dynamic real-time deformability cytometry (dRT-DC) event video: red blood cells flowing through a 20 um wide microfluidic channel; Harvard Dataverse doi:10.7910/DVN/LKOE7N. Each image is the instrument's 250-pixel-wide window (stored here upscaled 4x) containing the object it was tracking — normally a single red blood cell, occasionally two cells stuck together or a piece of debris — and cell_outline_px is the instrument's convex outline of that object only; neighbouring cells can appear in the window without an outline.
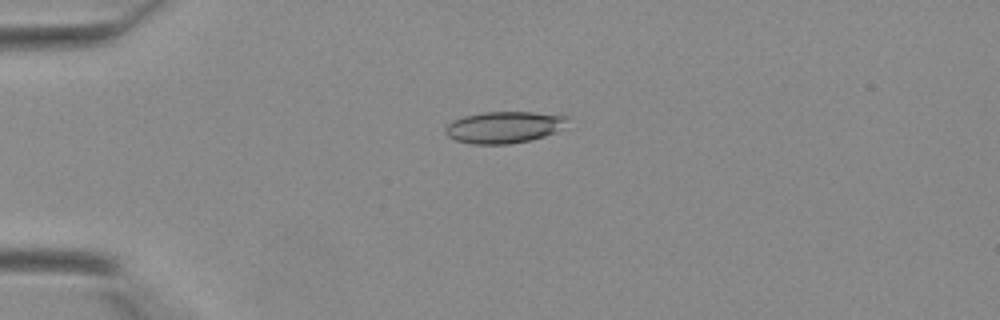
{"species": "Egyptian fruit bat (a non-hibernating species)", "species_latin": "Rousettus aegyptiacus", "temperature_condition": "warm", "stored_images_in_passage": 27, "camera_frame_rate_fps": 3000, "um_per_image_px": 0.085, "animal": {"sex": "female"}, "frame": {"image": 1, "passage_image": 1, "time_ms": 0.0, "image_size_px": [1000, 320], "cell_outline_px": [[568, 116], [556, 132], [532, 140], [508, 144], [472, 144], [456, 140], [448, 136], [444, 132], [444, 128], [452, 120], [464, 116], [484, 112], [532, 112]], "centroid_in_image_um": [42.77, 10.82], "position_along_channel_um": 42.2, "area_um2": 22.31}}
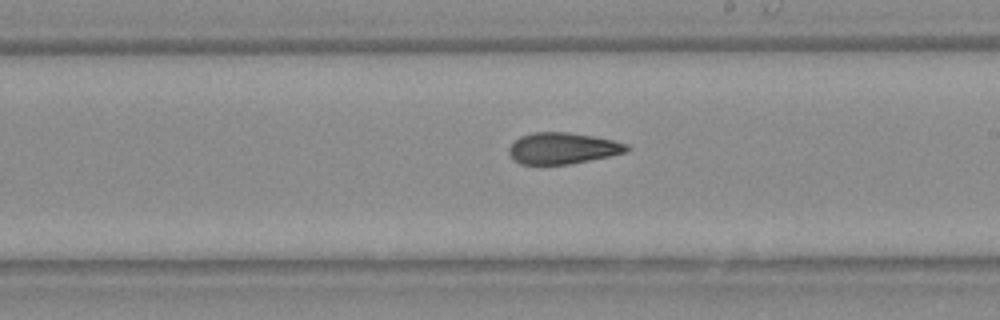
{"frame": {"image": 2, "passage_image": 15, "time_ms": 4.667, "image_size_px": [1000, 320], "cell_outline_px": [[632, 148], [628, 152], [572, 164], [520, 164], [512, 160], [508, 152], [508, 148], [520, 136], [536, 132], [568, 132], [592, 136], [612, 140], [628, 144]], "centroid_in_image_um": [47.84, 12.61], "position_along_channel_um": 241.2, "area_um2": 21.62}}
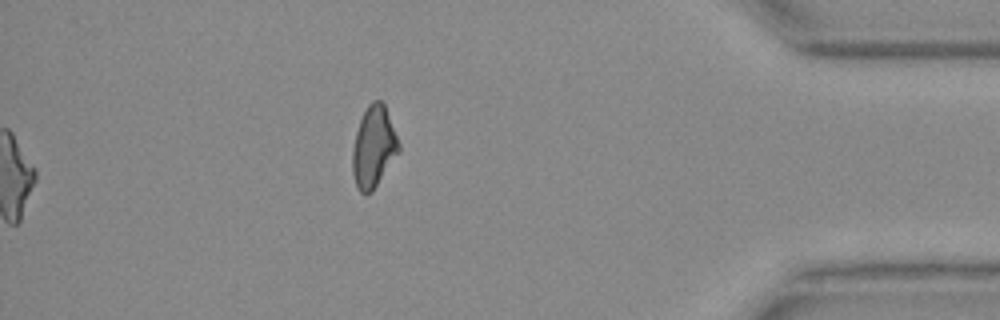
{"frame": {"image": 3, "passage_image": 27, "time_ms": 8.667, "image_size_px": [1000, 320], "cell_outline_px": [[400, 152], [372, 192], [360, 192], [356, 184], [352, 172], [352, 148], [356, 132], [360, 120], [368, 104], [372, 100], [380, 100], [384, 104], [400, 144]], "centroid_in_image_um": [31.76, 12.49], "position_along_channel_um": 403.4, "area_um2": 21.85}}